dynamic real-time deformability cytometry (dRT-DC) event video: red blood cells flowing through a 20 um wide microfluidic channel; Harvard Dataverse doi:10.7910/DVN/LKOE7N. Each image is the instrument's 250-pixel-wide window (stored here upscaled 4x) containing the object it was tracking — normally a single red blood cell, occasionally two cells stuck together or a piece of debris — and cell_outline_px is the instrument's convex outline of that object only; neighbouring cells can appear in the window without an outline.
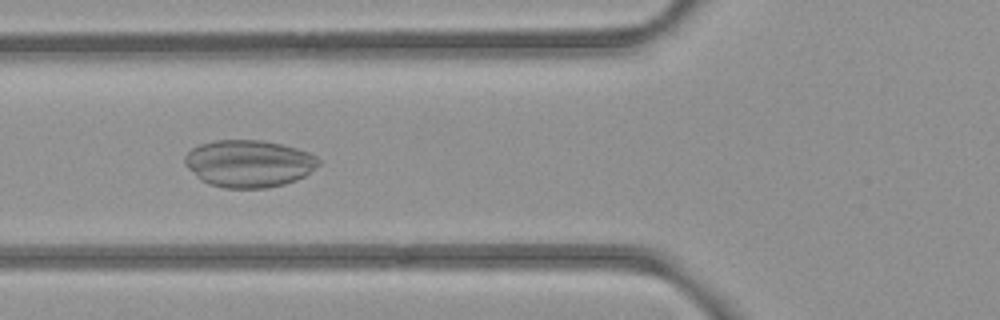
{"species": "common noctule bat (a hibernating species)", "species_latin": "Nyctalus noctula", "temperature_condition": "room temperature", "stored_images_in_passage": 34, "camera_frame_rate_fps": 3000, "um_per_image_px": 0.085, "animal": {"sex": "female", "body_mass_g": 21.9}, "frame": {"image": 1, "passage_image": 5, "time_ms": 1.333, "image_size_px": [1000, 320], "cell_outline_px": [[320, 164], [304, 176], [296, 180], [284, 184], [268, 188], [224, 188], [208, 184], [200, 180], [184, 164], [184, 156], [192, 148], [200, 144], [216, 140], [260, 140], [280, 144], [296, 148], [308, 152], [316, 156], [320, 160]], "centroid_in_image_um": [21.13, 13.91], "position_along_channel_um": 104.7, "area_um2": 36.88}}
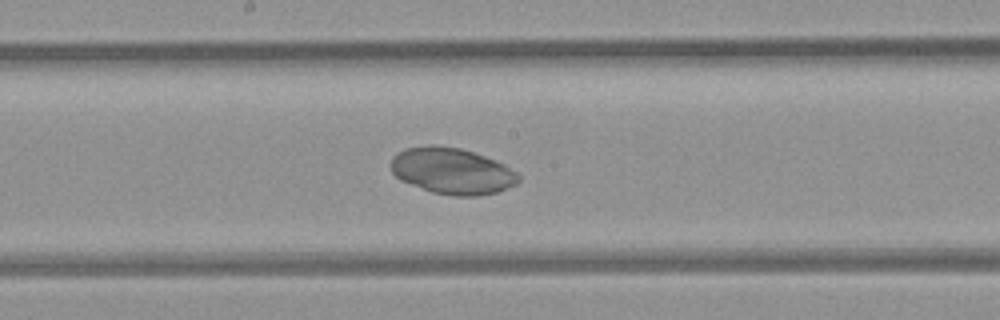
{"frame": {"image": 2, "passage_image": 13, "time_ms": 4.0, "image_size_px": [1000, 320], "cell_outline_px": [[520, 180], [516, 184], [496, 192], [476, 196], [452, 196], [432, 192], [400, 180], [392, 172], [392, 156], [404, 148], [428, 144], [436, 144], [460, 148], [496, 160], [504, 164], [516, 172], [520, 176]], "centroid_in_image_um": [38.41, 14.52], "position_along_channel_um": 209.8, "area_um2": 34.51}}
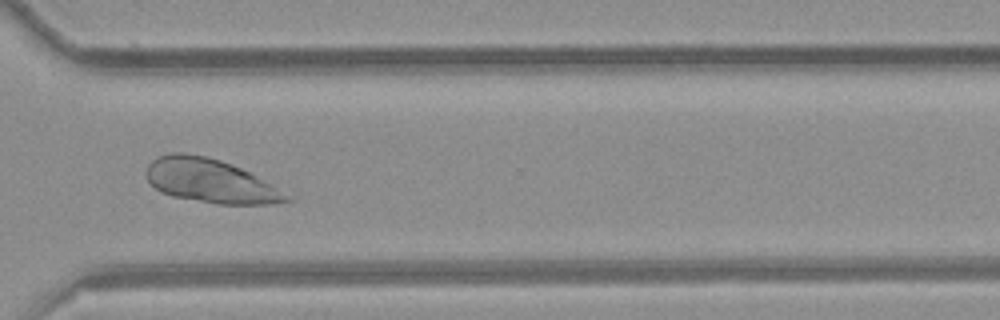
{"frame": {"image": 3, "passage_image": 24, "time_ms": 7.667, "image_size_px": [1000, 320], "cell_outline_px": [[296, 196], [292, 200], [272, 204], [220, 204], [172, 196], [160, 192], [148, 180], [148, 164], [156, 156], [172, 152], [184, 152], [204, 156], [220, 160], [232, 164]], "centroid_in_image_um": [17.94, 15.38], "position_along_channel_um": 352.7, "area_um2": 35.84}}